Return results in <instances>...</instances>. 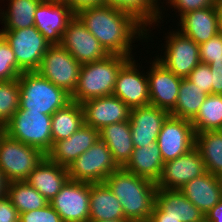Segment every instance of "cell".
<instances>
[{
	"instance_id": "cell-30",
	"label": "cell",
	"mask_w": 222,
	"mask_h": 222,
	"mask_svg": "<svg viewBox=\"0 0 222 222\" xmlns=\"http://www.w3.org/2000/svg\"><path fill=\"white\" fill-rule=\"evenodd\" d=\"M195 147L201 154L206 171L222 177V131H204L195 134Z\"/></svg>"
},
{
	"instance_id": "cell-47",
	"label": "cell",
	"mask_w": 222,
	"mask_h": 222,
	"mask_svg": "<svg viewBox=\"0 0 222 222\" xmlns=\"http://www.w3.org/2000/svg\"><path fill=\"white\" fill-rule=\"evenodd\" d=\"M218 31L222 34V7H217Z\"/></svg>"
},
{
	"instance_id": "cell-29",
	"label": "cell",
	"mask_w": 222,
	"mask_h": 222,
	"mask_svg": "<svg viewBox=\"0 0 222 222\" xmlns=\"http://www.w3.org/2000/svg\"><path fill=\"white\" fill-rule=\"evenodd\" d=\"M52 145L54 142L67 139L84 124L82 105L71 101L65 107L51 115Z\"/></svg>"
},
{
	"instance_id": "cell-37",
	"label": "cell",
	"mask_w": 222,
	"mask_h": 222,
	"mask_svg": "<svg viewBox=\"0 0 222 222\" xmlns=\"http://www.w3.org/2000/svg\"><path fill=\"white\" fill-rule=\"evenodd\" d=\"M199 58L201 63L208 65H222V34L210 38L199 45Z\"/></svg>"
},
{
	"instance_id": "cell-25",
	"label": "cell",
	"mask_w": 222,
	"mask_h": 222,
	"mask_svg": "<svg viewBox=\"0 0 222 222\" xmlns=\"http://www.w3.org/2000/svg\"><path fill=\"white\" fill-rule=\"evenodd\" d=\"M89 221L125 219L119 199L105 182L90 183Z\"/></svg>"
},
{
	"instance_id": "cell-12",
	"label": "cell",
	"mask_w": 222,
	"mask_h": 222,
	"mask_svg": "<svg viewBox=\"0 0 222 222\" xmlns=\"http://www.w3.org/2000/svg\"><path fill=\"white\" fill-rule=\"evenodd\" d=\"M135 61L132 57L121 67L113 91L130 109L150 104L148 77Z\"/></svg>"
},
{
	"instance_id": "cell-21",
	"label": "cell",
	"mask_w": 222,
	"mask_h": 222,
	"mask_svg": "<svg viewBox=\"0 0 222 222\" xmlns=\"http://www.w3.org/2000/svg\"><path fill=\"white\" fill-rule=\"evenodd\" d=\"M177 24L180 27L177 30L181 34L200 45L219 33L217 7L213 6L188 12L180 17Z\"/></svg>"
},
{
	"instance_id": "cell-24",
	"label": "cell",
	"mask_w": 222,
	"mask_h": 222,
	"mask_svg": "<svg viewBox=\"0 0 222 222\" xmlns=\"http://www.w3.org/2000/svg\"><path fill=\"white\" fill-rule=\"evenodd\" d=\"M155 204L164 212V218L180 222H205V214L180 190L157 188Z\"/></svg>"
},
{
	"instance_id": "cell-49",
	"label": "cell",
	"mask_w": 222,
	"mask_h": 222,
	"mask_svg": "<svg viewBox=\"0 0 222 222\" xmlns=\"http://www.w3.org/2000/svg\"><path fill=\"white\" fill-rule=\"evenodd\" d=\"M42 2L66 3V0H42Z\"/></svg>"
},
{
	"instance_id": "cell-38",
	"label": "cell",
	"mask_w": 222,
	"mask_h": 222,
	"mask_svg": "<svg viewBox=\"0 0 222 222\" xmlns=\"http://www.w3.org/2000/svg\"><path fill=\"white\" fill-rule=\"evenodd\" d=\"M165 1V0H163ZM168 4L169 7H171V9L174 7V10H176V12L178 13L177 16L181 17L182 15L191 12V11H195L197 9H202V8H208V7H213L216 6V0H166L165 2H161V15L160 19H159V23L161 24V20L163 19V10L164 4ZM163 6V7H162Z\"/></svg>"
},
{
	"instance_id": "cell-31",
	"label": "cell",
	"mask_w": 222,
	"mask_h": 222,
	"mask_svg": "<svg viewBox=\"0 0 222 222\" xmlns=\"http://www.w3.org/2000/svg\"><path fill=\"white\" fill-rule=\"evenodd\" d=\"M8 9H0L2 30H18L34 26L35 11L42 0H8ZM1 8V7H0ZM2 11V12H1Z\"/></svg>"
},
{
	"instance_id": "cell-6",
	"label": "cell",
	"mask_w": 222,
	"mask_h": 222,
	"mask_svg": "<svg viewBox=\"0 0 222 222\" xmlns=\"http://www.w3.org/2000/svg\"><path fill=\"white\" fill-rule=\"evenodd\" d=\"M45 157L38 148L12 139L0 127V169L9 182L25 181Z\"/></svg>"
},
{
	"instance_id": "cell-18",
	"label": "cell",
	"mask_w": 222,
	"mask_h": 222,
	"mask_svg": "<svg viewBox=\"0 0 222 222\" xmlns=\"http://www.w3.org/2000/svg\"><path fill=\"white\" fill-rule=\"evenodd\" d=\"M169 116V111L150 104L131 109L129 123L134 147L157 142L161 127Z\"/></svg>"
},
{
	"instance_id": "cell-33",
	"label": "cell",
	"mask_w": 222,
	"mask_h": 222,
	"mask_svg": "<svg viewBox=\"0 0 222 222\" xmlns=\"http://www.w3.org/2000/svg\"><path fill=\"white\" fill-rule=\"evenodd\" d=\"M6 197L19 214L43 208L49 202L26 181H11L8 184Z\"/></svg>"
},
{
	"instance_id": "cell-35",
	"label": "cell",
	"mask_w": 222,
	"mask_h": 222,
	"mask_svg": "<svg viewBox=\"0 0 222 222\" xmlns=\"http://www.w3.org/2000/svg\"><path fill=\"white\" fill-rule=\"evenodd\" d=\"M18 79L0 82V127H3L19 109Z\"/></svg>"
},
{
	"instance_id": "cell-9",
	"label": "cell",
	"mask_w": 222,
	"mask_h": 222,
	"mask_svg": "<svg viewBox=\"0 0 222 222\" xmlns=\"http://www.w3.org/2000/svg\"><path fill=\"white\" fill-rule=\"evenodd\" d=\"M0 34L10 45L17 65L24 72L36 71L51 45L35 26L18 30H1Z\"/></svg>"
},
{
	"instance_id": "cell-3",
	"label": "cell",
	"mask_w": 222,
	"mask_h": 222,
	"mask_svg": "<svg viewBox=\"0 0 222 222\" xmlns=\"http://www.w3.org/2000/svg\"><path fill=\"white\" fill-rule=\"evenodd\" d=\"M129 59L126 56L109 54L101 60L82 64L71 101L81 104L92 98L112 95L117 75Z\"/></svg>"
},
{
	"instance_id": "cell-43",
	"label": "cell",
	"mask_w": 222,
	"mask_h": 222,
	"mask_svg": "<svg viewBox=\"0 0 222 222\" xmlns=\"http://www.w3.org/2000/svg\"><path fill=\"white\" fill-rule=\"evenodd\" d=\"M66 4L76 13L85 7L101 5V0H66Z\"/></svg>"
},
{
	"instance_id": "cell-23",
	"label": "cell",
	"mask_w": 222,
	"mask_h": 222,
	"mask_svg": "<svg viewBox=\"0 0 222 222\" xmlns=\"http://www.w3.org/2000/svg\"><path fill=\"white\" fill-rule=\"evenodd\" d=\"M68 180L67 168L45 157L25 181L50 202Z\"/></svg>"
},
{
	"instance_id": "cell-26",
	"label": "cell",
	"mask_w": 222,
	"mask_h": 222,
	"mask_svg": "<svg viewBox=\"0 0 222 222\" xmlns=\"http://www.w3.org/2000/svg\"><path fill=\"white\" fill-rule=\"evenodd\" d=\"M99 137L111 151L117 165L124 167L134 150L129 120L105 126L99 131Z\"/></svg>"
},
{
	"instance_id": "cell-13",
	"label": "cell",
	"mask_w": 222,
	"mask_h": 222,
	"mask_svg": "<svg viewBox=\"0 0 222 222\" xmlns=\"http://www.w3.org/2000/svg\"><path fill=\"white\" fill-rule=\"evenodd\" d=\"M163 162L174 160L195 147V132L190 120L169 116L157 138Z\"/></svg>"
},
{
	"instance_id": "cell-4",
	"label": "cell",
	"mask_w": 222,
	"mask_h": 222,
	"mask_svg": "<svg viewBox=\"0 0 222 222\" xmlns=\"http://www.w3.org/2000/svg\"><path fill=\"white\" fill-rule=\"evenodd\" d=\"M19 109L52 115L71 102V95L36 71L23 72L18 77Z\"/></svg>"
},
{
	"instance_id": "cell-45",
	"label": "cell",
	"mask_w": 222,
	"mask_h": 222,
	"mask_svg": "<svg viewBox=\"0 0 222 222\" xmlns=\"http://www.w3.org/2000/svg\"><path fill=\"white\" fill-rule=\"evenodd\" d=\"M149 222H180L173 218H164V212L154 204Z\"/></svg>"
},
{
	"instance_id": "cell-36",
	"label": "cell",
	"mask_w": 222,
	"mask_h": 222,
	"mask_svg": "<svg viewBox=\"0 0 222 222\" xmlns=\"http://www.w3.org/2000/svg\"><path fill=\"white\" fill-rule=\"evenodd\" d=\"M24 71L17 65V60L8 42L0 34V82L18 79Z\"/></svg>"
},
{
	"instance_id": "cell-15",
	"label": "cell",
	"mask_w": 222,
	"mask_h": 222,
	"mask_svg": "<svg viewBox=\"0 0 222 222\" xmlns=\"http://www.w3.org/2000/svg\"><path fill=\"white\" fill-rule=\"evenodd\" d=\"M201 154L196 147L163 164L157 188L180 190L186 183L206 173Z\"/></svg>"
},
{
	"instance_id": "cell-16",
	"label": "cell",
	"mask_w": 222,
	"mask_h": 222,
	"mask_svg": "<svg viewBox=\"0 0 222 222\" xmlns=\"http://www.w3.org/2000/svg\"><path fill=\"white\" fill-rule=\"evenodd\" d=\"M151 63L146 72L150 105L170 112L176 105L182 78L169 71L156 58Z\"/></svg>"
},
{
	"instance_id": "cell-32",
	"label": "cell",
	"mask_w": 222,
	"mask_h": 222,
	"mask_svg": "<svg viewBox=\"0 0 222 222\" xmlns=\"http://www.w3.org/2000/svg\"><path fill=\"white\" fill-rule=\"evenodd\" d=\"M206 97L207 94L204 91L187 78H183L179 86L176 105L170 111V115L191 121L197 115Z\"/></svg>"
},
{
	"instance_id": "cell-42",
	"label": "cell",
	"mask_w": 222,
	"mask_h": 222,
	"mask_svg": "<svg viewBox=\"0 0 222 222\" xmlns=\"http://www.w3.org/2000/svg\"><path fill=\"white\" fill-rule=\"evenodd\" d=\"M212 73V94L222 95V65H209Z\"/></svg>"
},
{
	"instance_id": "cell-50",
	"label": "cell",
	"mask_w": 222,
	"mask_h": 222,
	"mask_svg": "<svg viewBox=\"0 0 222 222\" xmlns=\"http://www.w3.org/2000/svg\"><path fill=\"white\" fill-rule=\"evenodd\" d=\"M216 7H222V0H216Z\"/></svg>"
},
{
	"instance_id": "cell-22",
	"label": "cell",
	"mask_w": 222,
	"mask_h": 222,
	"mask_svg": "<svg viewBox=\"0 0 222 222\" xmlns=\"http://www.w3.org/2000/svg\"><path fill=\"white\" fill-rule=\"evenodd\" d=\"M180 191L206 215L222 200L221 177L206 172L186 183Z\"/></svg>"
},
{
	"instance_id": "cell-19",
	"label": "cell",
	"mask_w": 222,
	"mask_h": 222,
	"mask_svg": "<svg viewBox=\"0 0 222 222\" xmlns=\"http://www.w3.org/2000/svg\"><path fill=\"white\" fill-rule=\"evenodd\" d=\"M75 12L66 3L41 2L35 11L34 26L51 44H60L61 37Z\"/></svg>"
},
{
	"instance_id": "cell-34",
	"label": "cell",
	"mask_w": 222,
	"mask_h": 222,
	"mask_svg": "<svg viewBox=\"0 0 222 222\" xmlns=\"http://www.w3.org/2000/svg\"><path fill=\"white\" fill-rule=\"evenodd\" d=\"M191 123L195 134L222 130V95H207Z\"/></svg>"
},
{
	"instance_id": "cell-28",
	"label": "cell",
	"mask_w": 222,
	"mask_h": 222,
	"mask_svg": "<svg viewBox=\"0 0 222 222\" xmlns=\"http://www.w3.org/2000/svg\"><path fill=\"white\" fill-rule=\"evenodd\" d=\"M101 5L118 9L132 16L146 29V35H148L146 41L151 38L150 27H154L155 24L159 26L161 5L157 0H101Z\"/></svg>"
},
{
	"instance_id": "cell-44",
	"label": "cell",
	"mask_w": 222,
	"mask_h": 222,
	"mask_svg": "<svg viewBox=\"0 0 222 222\" xmlns=\"http://www.w3.org/2000/svg\"><path fill=\"white\" fill-rule=\"evenodd\" d=\"M206 222H222V200L205 215Z\"/></svg>"
},
{
	"instance_id": "cell-10",
	"label": "cell",
	"mask_w": 222,
	"mask_h": 222,
	"mask_svg": "<svg viewBox=\"0 0 222 222\" xmlns=\"http://www.w3.org/2000/svg\"><path fill=\"white\" fill-rule=\"evenodd\" d=\"M165 37V49L163 55L155 58L169 71L180 78H187L191 71L200 63L199 44L194 40L176 31L170 30Z\"/></svg>"
},
{
	"instance_id": "cell-41",
	"label": "cell",
	"mask_w": 222,
	"mask_h": 222,
	"mask_svg": "<svg viewBox=\"0 0 222 222\" xmlns=\"http://www.w3.org/2000/svg\"><path fill=\"white\" fill-rule=\"evenodd\" d=\"M20 214L5 196L0 199V222H19Z\"/></svg>"
},
{
	"instance_id": "cell-7",
	"label": "cell",
	"mask_w": 222,
	"mask_h": 222,
	"mask_svg": "<svg viewBox=\"0 0 222 222\" xmlns=\"http://www.w3.org/2000/svg\"><path fill=\"white\" fill-rule=\"evenodd\" d=\"M120 167L114 161L107 145L98 139L67 168L69 179L89 183L104 182Z\"/></svg>"
},
{
	"instance_id": "cell-39",
	"label": "cell",
	"mask_w": 222,
	"mask_h": 222,
	"mask_svg": "<svg viewBox=\"0 0 222 222\" xmlns=\"http://www.w3.org/2000/svg\"><path fill=\"white\" fill-rule=\"evenodd\" d=\"M187 79L207 95L212 94V73L208 64L200 62L191 71Z\"/></svg>"
},
{
	"instance_id": "cell-1",
	"label": "cell",
	"mask_w": 222,
	"mask_h": 222,
	"mask_svg": "<svg viewBox=\"0 0 222 222\" xmlns=\"http://www.w3.org/2000/svg\"><path fill=\"white\" fill-rule=\"evenodd\" d=\"M75 15L100 42L108 54L129 58L134 41L146 39V29L132 16L112 7L97 5L78 10Z\"/></svg>"
},
{
	"instance_id": "cell-48",
	"label": "cell",
	"mask_w": 222,
	"mask_h": 222,
	"mask_svg": "<svg viewBox=\"0 0 222 222\" xmlns=\"http://www.w3.org/2000/svg\"><path fill=\"white\" fill-rule=\"evenodd\" d=\"M89 222H132L128 219H116V220H106V221H89Z\"/></svg>"
},
{
	"instance_id": "cell-5",
	"label": "cell",
	"mask_w": 222,
	"mask_h": 222,
	"mask_svg": "<svg viewBox=\"0 0 222 222\" xmlns=\"http://www.w3.org/2000/svg\"><path fill=\"white\" fill-rule=\"evenodd\" d=\"M51 127V115L18 109L3 130L12 139L38 148L46 155L52 147Z\"/></svg>"
},
{
	"instance_id": "cell-20",
	"label": "cell",
	"mask_w": 222,
	"mask_h": 222,
	"mask_svg": "<svg viewBox=\"0 0 222 222\" xmlns=\"http://www.w3.org/2000/svg\"><path fill=\"white\" fill-rule=\"evenodd\" d=\"M98 139L99 131L85 123L69 138L54 142L46 157L68 168L78 156L87 151Z\"/></svg>"
},
{
	"instance_id": "cell-46",
	"label": "cell",
	"mask_w": 222,
	"mask_h": 222,
	"mask_svg": "<svg viewBox=\"0 0 222 222\" xmlns=\"http://www.w3.org/2000/svg\"><path fill=\"white\" fill-rule=\"evenodd\" d=\"M9 181L4 176L3 172L0 169V199L6 196L7 188Z\"/></svg>"
},
{
	"instance_id": "cell-27",
	"label": "cell",
	"mask_w": 222,
	"mask_h": 222,
	"mask_svg": "<svg viewBox=\"0 0 222 222\" xmlns=\"http://www.w3.org/2000/svg\"><path fill=\"white\" fill-rule=\"evenodd\" d=\"M163 164L157 142H151L145 147H134L130 160L123 168L137 176L157 182Z\"/></svg>"
},
{
	"instance_id": "cell-8",
	"label": "cell",
	"mask_w": 222,
	"mask_h": 222,
	"mask_svg": "<svg viewBox=\"0 0 222 222\" xmlns=\"http://www.w3.org/2000/svg\"><path fill=\"white\" fill-rule=\"evenodd\" d=\"M81 64L60 44L50 45L36 72L72 95Z\"/></svg>"
},
{
	"instance_id": "cell-17",
	"label": "cell",
	"mask_w": 222,
	"mask_h": 222,
	"mask_svg": "<svg viewBox=\"0 0 222 222\" xmlns=\"http://www.w3.org/2000/svg\"><path fill=\"white\" fill-rule=\"evenodd\" d=\"M84 123L100 131L113 123L130 120L131 109L118 97H97L81 103Z\"/></svg>"
},
{
	"instance_id": "cell-11",
	"label": "cell",
	"mask_w": 222,
	"mask_h": 222,
	"mask_svg": "<svg viewBox=\"0 0 222 222\" xmlns=\"http://www.w3.org/2000/svg\"><path fill=\"white\" fill-rule=\"evenodd\" d=\"M90 183L68 180L49 202L63 222H89Z\"/></svg>"
},
{
	"instance_id": "cell-40",
	"label": "cell",
	"mask_w": 222,
	"mask_h": 222,
	"mask_svg": "<svg viewBox=\"0 0 222 222\" xmlns=\"http://www.w3.org/2000/svg\"><path fill=\"white\" fill-rule=\"evenodd\" d=\"M19 222H63L60 215L48 203L40 209L23 212L20 214Z\"/></svg>"
},
{
	"instance_id": "cell-2",
	"label": "cell",
	"mask_w": 222,
	"mask_h": 222,
	"mask_svg": "<svg viewBox=\"0 0 222 222\" xmlns=\"http://www.w3.org/2000/svg\"><path fill=\"white\" fill-rule=\"evenodd\" d=\"M119 199L125 219L147 222L155 204L156 182L128 172L123 167L104 181Z\"/></svg>"
},
{
	"instance_id": "cell-14",
	"label": "cell",
	"mask_w": 222,
	"mask_h": 222,
	"mask_svg": "<svg viewBox=\"0 0 222 222\" xmlns=\"http://www.w3.org/2000/svg\"><path fill=\"white\" fill-rule=\"evenodd\" d=\"M60 45L81 65L101 60L109 55L76 15L69 21Z\"/></svg>"
}]
</instances>
